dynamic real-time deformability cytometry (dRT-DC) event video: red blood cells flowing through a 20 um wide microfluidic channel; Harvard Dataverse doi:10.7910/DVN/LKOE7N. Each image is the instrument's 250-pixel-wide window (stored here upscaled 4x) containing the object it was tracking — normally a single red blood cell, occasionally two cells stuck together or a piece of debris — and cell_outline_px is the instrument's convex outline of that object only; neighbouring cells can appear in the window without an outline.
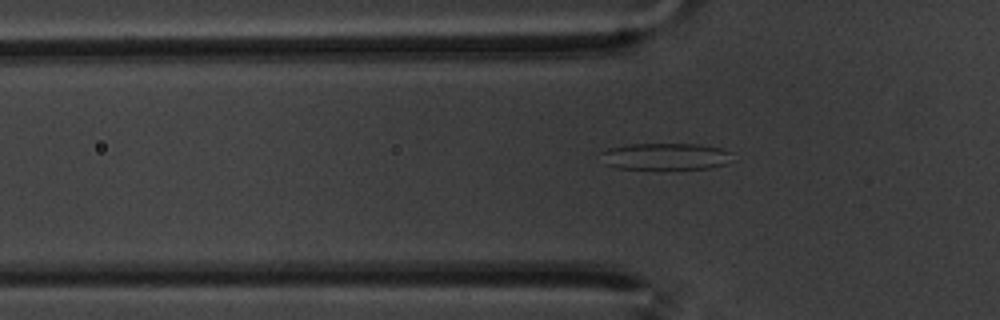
{"species": "common noctule bat (a hibernating species)", "species_latin": "Nyctalus noctula", "temperature_condition": "warm", "stored_images_in_passage": 47, "camera_frame_rate_fps": 3000, "um_per_image_px": 0.085, "animal": {"sex": "male", "body_mass_g": 20.1, "forearm_length_mm": 53.5}, "frame": {"image": 1, "passage_image": 8, "time_ms": 2.333, "image_size_px": [1000, 320], "cell_outline_px": [[732, 152], [724, 164], [708, 168], [664, 172], [616, 168], [604, 164], [600, 152], [608, 148], [628, 144], [700, 144], [720, 148]], "centroid_in_image_um": [56.48, 13.35], "position_along_channel_um": 69.3, "area_um2": 21.5}}
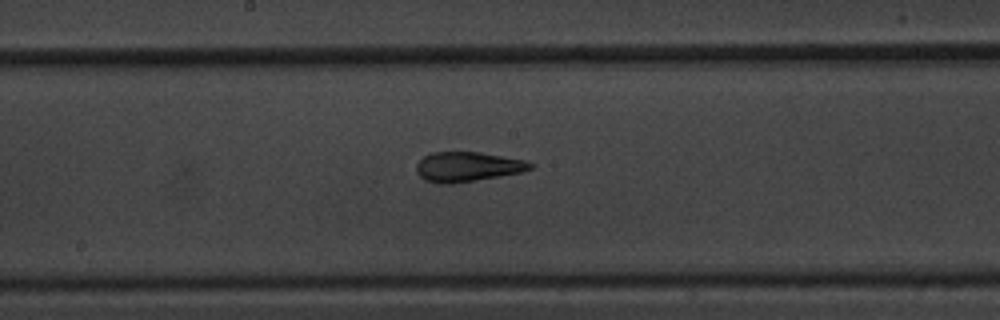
{"frame": {"image": 2, "passage_image": 20, "time_ms": 6.333, "image_size_px": [1000, 320], "cell_outline_px": [[536, 164], [532, 168], [520, 172], [500, 176], [452, 184], [436, 184], [424, 180], [416, 172], [416, 164], [424, 156], [432, 152], [480, 152], [524, 160]], "centroid_in_image_um": [39.71, 14.18], "position_along_channel_um": 208.5, "area_um2": 19.83}}
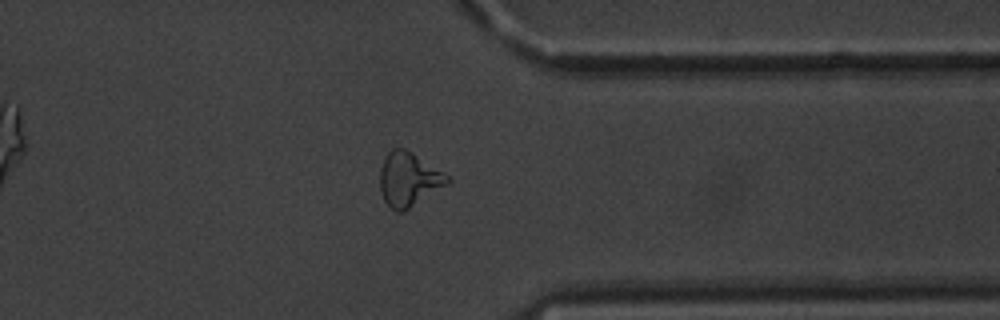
{"frame": {"image": 3, "passage_image": 35, "time_ms": 11.333, "image_size_px": [1000, 320], "cell_outline_px": [[452, 180], [448, 184], [404, 212], [396, 212], [384, 200], [380, 192], [380, 168], [388, 152], [392, 148], [404, 148], [412, 152], [452, 176]], "centroid_in_image_um": [34.77, 15.24], "position_along_channel_um": 376.6, "area_um2": 21.5}, "authors_computed_cell_mechanics": {"area_um2": 20.0566, "velocity_mm_per_s": 3.4562, "shape_relaxation_time_tau1_ms": 8.6475, "shape_relaxation_time_tau2_ms": 2.1059, "deformation_change_tau1": 0.2064, "deformation_change_tau2": 0.1081}}